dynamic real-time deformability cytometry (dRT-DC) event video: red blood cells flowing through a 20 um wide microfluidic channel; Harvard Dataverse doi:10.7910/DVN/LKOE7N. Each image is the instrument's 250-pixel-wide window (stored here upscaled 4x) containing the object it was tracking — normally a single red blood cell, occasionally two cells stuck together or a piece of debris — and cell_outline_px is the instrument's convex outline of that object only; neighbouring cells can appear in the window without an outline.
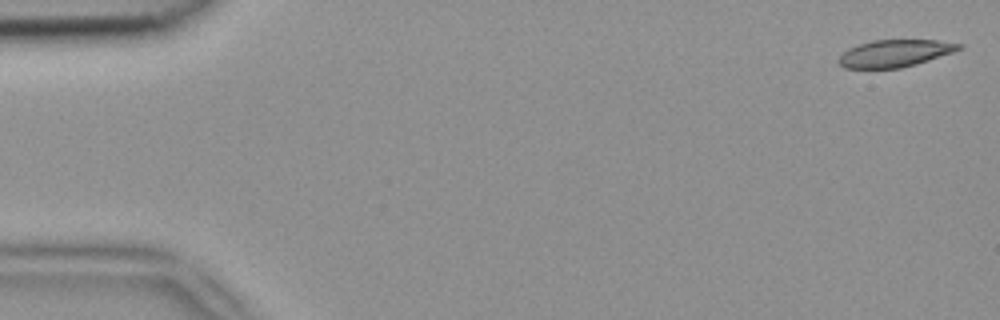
{"species": "common noctule bat (a hibernating species)", "species_latin": "Nyctalus noctula", "temperature_condition": "room temperature", "stored_images_in_passage": 8, "camera_frame_rate_fps": 3000, "um_per_image_px": 0.085, "animal": {"sex": "female", "body_mass_g": 18.4}, "frame": {"image": 1, "passage_image": 1, "time_ms": 0.0, "image_size_px": [1000, 320], "cell_outline_px": [[964, 48], [916, 64], [900, 68], [844, 68], [836, 60], [848, 48], [872, 40], [936, 40], [964, 44]], "centroid_in_image_um": [76.06, 4.53], "position_along_channel_um": 8.9, "area_um2": 18.96}}